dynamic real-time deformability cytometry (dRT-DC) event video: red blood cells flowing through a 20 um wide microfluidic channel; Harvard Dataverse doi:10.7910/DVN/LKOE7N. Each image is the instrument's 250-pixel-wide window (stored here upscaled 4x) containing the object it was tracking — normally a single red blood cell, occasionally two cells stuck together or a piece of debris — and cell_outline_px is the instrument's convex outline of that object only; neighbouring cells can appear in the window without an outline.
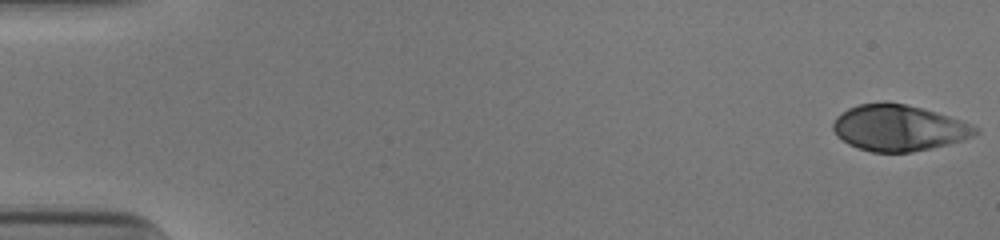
{"species": "human", "species_latin": "Homo sapiens", "temperature_condition": "cold", "stored_images_in_passage": 53, "camera_frame_rate_fps": 3000, "um_per_image_px": 0.085, "donor": {"sex": "male"}, "frame": {"image": 1, "passage_image": 1, "time_ms": 0.0, "image_size_px": [1000, 240], "cell_outline_px": [[980, 132], [964, 140], [932, 148], [912, 152], [872, 152], [848, 144], [836, 136], [832, 128], [832, 124], [836, 116], [848, 108], [860, 104], [884, 100], [904, 104], [936, 112], [972, 124], [980, 128]], "centroid_in_image_um": [76.38, 10.86], "position_along_channel_um": 8.6, "area_um2": 38.49}}
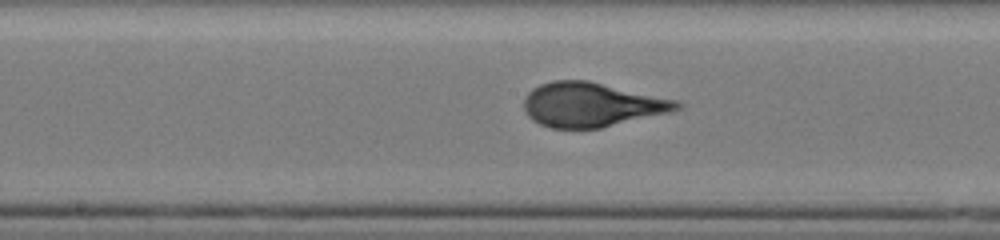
{"frame": {"image": 2, "passage_image": 28, "time_ms": 9.0, "image_size_px": [1000, 240], "cell_outline_px": [[684, 104], [680, 108], [672, 112], [600, 128], [552, 128], [540, 124], [532, 120], [524, 112], [524, 96], [532, 88], [540, 84], [552, 80], [588, 80], [676, 100]], "centroid_in_image_um": [50.26, 8.89], "position_along_channel_um": 197.9, "area_um2": 39.59}}
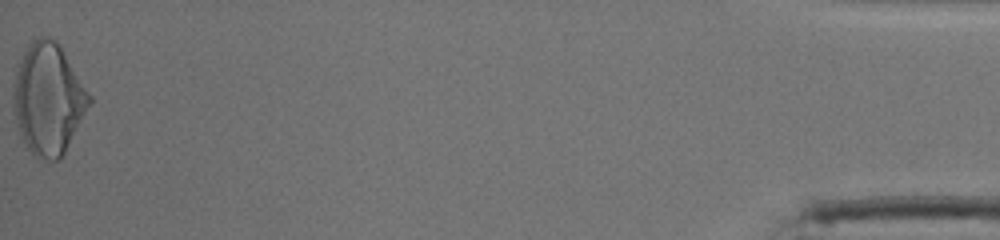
{"frame": {"image": 3, "passage_image": 53, "time_ms": 17.333, "image_size_px": [1000, 240], "cell_outline_px": [[92, 104], [60, 160], [48, 160], [36, 156], [28, 148], [16, 124], [12, 108], [12, 88], [16, 64], [20, 56], [32, 40], [40, 36], [48, 36], [56, 40], [92, 96]], "centroid_in_image_um": [4.09, 8.39], "position_along_channel_um": 431.1, "area_um2": 49.77}, "authors_computed_cell_mechanics": {"area_um2": 38.8994, "velocity_mm_per_s": 3.9043, "shape_relaxation_time_tau1_ms": 5.9861, "shape_relaxation_time_tau2_ms": null, "deformation_change_tau1": 0.2424, "deformation_change_tau2": null}}